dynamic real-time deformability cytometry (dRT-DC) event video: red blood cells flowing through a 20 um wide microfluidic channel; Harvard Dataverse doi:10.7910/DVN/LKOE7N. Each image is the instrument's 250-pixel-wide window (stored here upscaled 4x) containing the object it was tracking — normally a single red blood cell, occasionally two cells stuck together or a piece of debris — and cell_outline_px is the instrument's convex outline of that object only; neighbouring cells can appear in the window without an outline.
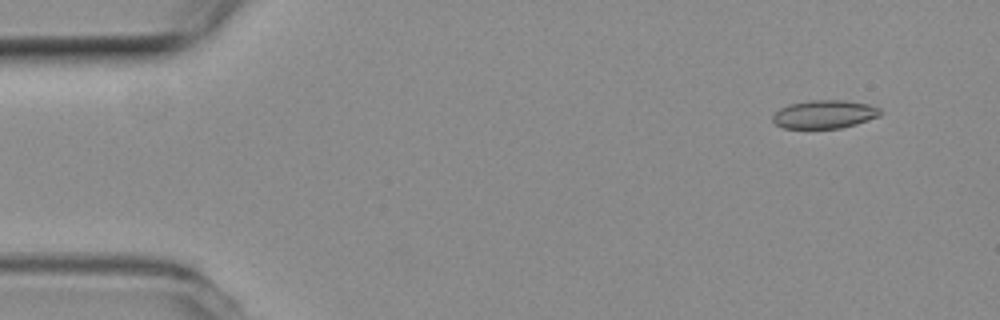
{"species": "common noctule bat (a hibernating species)", "species_latin": "Nyctalus noctula", "temperature_condition": "room temperature", "stored_images_in_passage": 45, "camera_frame_rate_fps": 3000, "um_per_image_px": 0.085, "animal": {"sex": "female", "body_mass_g": 19.3, "forearm_length_mm": 54.1}, "frame": {"image": 1, "passage_image": 1, "time_ms": 0.0, "image_size_px": [1000, 320], "cell_outline_px": [[880, 116], [856, 124], [840, 128], [784, 128], [776, 124], [772, 120], [772, 116], [780, 108], [788, 104], [812, 100], [844, 100], [868, 104], [880, 108]], "centroid_in_image_um": [70.07, 9.71], "position_along_channel_um": 14.9, "area_um2": 17.69}}
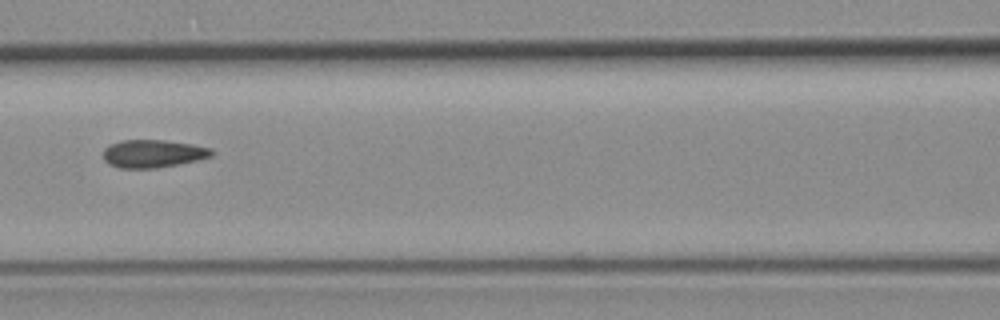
{"frame": {"image": 2, "passage_image": 20, "time_ms": 6.333, "image_size_px": [1000, 320], "cell_outline_px": [[212, 156], [196, 160], [156, 168], [120, 168], [108, 164], [104, 160], [104, 148], [108, 144], [124, 140], [164, 140], [192, 144], [212, 148]], "centroid_in_image_um": [12.97, 13.05], "position_along_channel_um": 153.6, "area_um2": 17.51}}
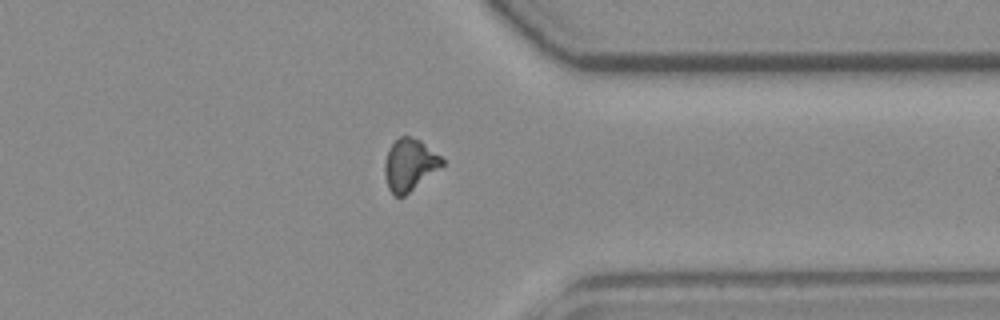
{"frame": {"image": 3, "passage_image": 38, "time_ms": 12.333, "image_size_px": [1000, 320], "cell_outline_px": [[444, 164], [404, 196], [396, 196], [388, 188], [384, 176], [384, 164], [388, 152], [392, 144], [400, 136], [412, 136], [420, 140], [440, 156], [444, 160]], "centroid_in_image_um": [34.79, 14.0], "position_along_channel_um": 376.6, "area_um2": 17.05}, "authors_computed_cell_mechanics": {"area_um2": 17.6868, "velocity_mm_per_s": 3.8321, "shape_relaxation_time_tau1_ms": null, "shape_relaxation_time_tau2_ms": 2.9379, "deformation_change_tau1": null, "deformation_change_tau2": 0.0686}}